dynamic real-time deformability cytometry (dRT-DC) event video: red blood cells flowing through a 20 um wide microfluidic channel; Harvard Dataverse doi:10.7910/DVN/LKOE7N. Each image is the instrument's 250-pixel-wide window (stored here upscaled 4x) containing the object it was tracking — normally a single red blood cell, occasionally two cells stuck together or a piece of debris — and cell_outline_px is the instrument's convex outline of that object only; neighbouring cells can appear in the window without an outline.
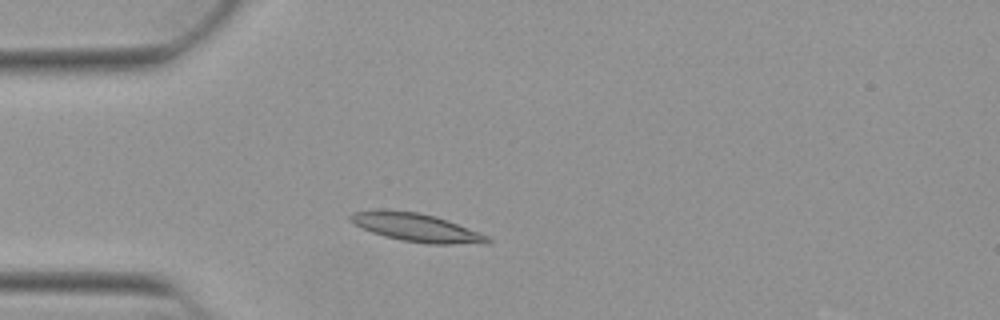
{"species": "Egyptian fruit bat (a non-hibernating species)", "species_latin": "Rousettus aegyptiacus", "temperature_condition": "warm", "stored_images_in_passage": 46, "camera_frame_rate_fps": 3000, "um_per_image_px": 0.085, "animal": {"sex": "female"}, "frame": {"image": 1, "passage_image": 8, "time_ms": 2.333, "image_size_px": [1000, 320], "cell_outline_px": [[492, 240], [488, 244], [428, 244], [400, 240], [384, 236], [360, 228], [352, 224], [348, 220], [348, 216], [352, 212], [420, 212], [436, 216], [448, 220], [488, 236]], "centroid_in_image_um": [35.45, 19.38], "position_along_channel_um": 49.6, "area_um2": 22.2}}
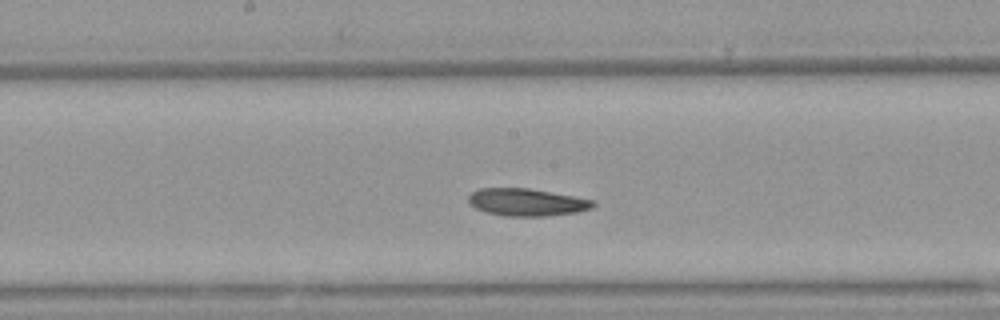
{"frame": {"image": 2, "passage_image": 21, "time_ms": 6.667, "image_size_px": [1000, 320], "cell_outline_px": [[596, 204], [592, 208], [576, 212], [548, 216], [504, 216], [484, 212], [468, 204], [468, 196], [472, 192], [480, 188], [528, 188], [576, 196], [592, 200]], "centroid_in_image_um": [44.75, 17.19], "position_along_channel_um": 203.5, "area_um2": 20.06}}
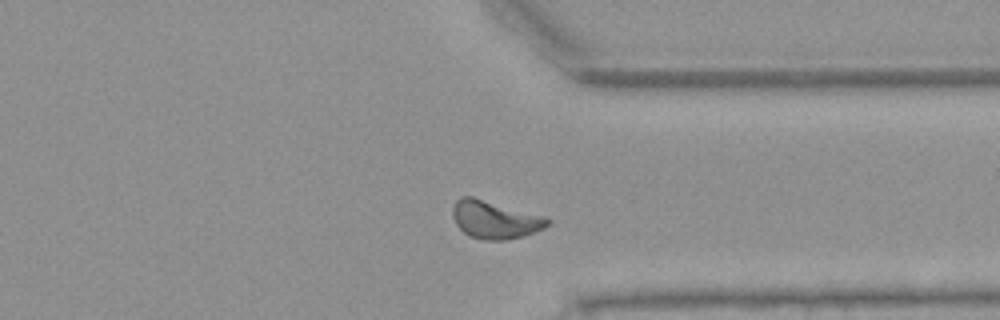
{"frame": {"image": 3, "passage_image": 34, "time_ms": 11.0, "image_size_px": [1000, 320], "cell_outline_px": [[552, 220], [544, 228], [520, 236], [504, 240], [480, 240], [468, 236], [456, 224], [452, 216], [452, 204], [460, 196], [472, 196], [548, 216]], "centroid_in_image_um": [42.05, 18.65], "position_along_channel_um": 369.3, "area_um2": 21.27}, "authors_computed_cell_mechanics": {"area_um2": 20.0566, "velocity_mm_per_s": 3.8642, "shape_relaxation_time_tau1_ms": 8.5781, "shape_relaxation_time_tau2_ms": 8.9262, "deformation_change_tau1": 0.1858, "deformation_change_tau2": 0.1696}}